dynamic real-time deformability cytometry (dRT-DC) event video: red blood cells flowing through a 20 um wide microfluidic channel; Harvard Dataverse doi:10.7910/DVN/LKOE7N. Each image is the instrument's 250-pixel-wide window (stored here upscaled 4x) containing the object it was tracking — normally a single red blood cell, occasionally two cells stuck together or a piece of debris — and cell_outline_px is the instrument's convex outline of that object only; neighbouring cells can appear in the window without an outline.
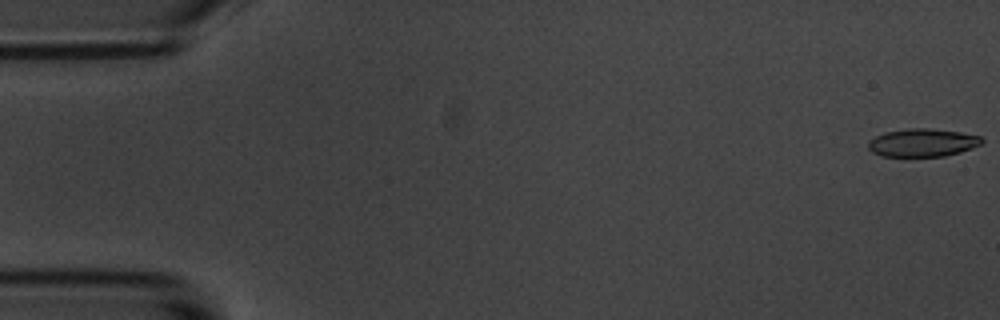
{"species": "common noctule bat (a hibernating species)", "species_latin": "Nyctalus noctula", "temperature_condition": "room temperature", "stored_images_in_passage": 9, "camera_frame_rate_fps": 3000, "um_per_image_px": 0.085, "animal": {"sex": "male", "body_mass_g": 20.1, "forearm_length_mm": 53.5}, "frame": {"image": 1, "passage_image": 1, "time_ms": 0.0, "image_size_px": [1000, 320], "cell_outline_px": [[984, 140], [980, 144], [972, 148], [960, 152], [944, 156], [884, 156], [872, 152], [868, 148], [868, 140], [884, 132], [908, 128], [928, 128], [960, 132], [980, 136]], "centroid_in_image_um": [78.4, 12.12], "position_along_channel_um": 6.6, "area_um2": 18.5}}
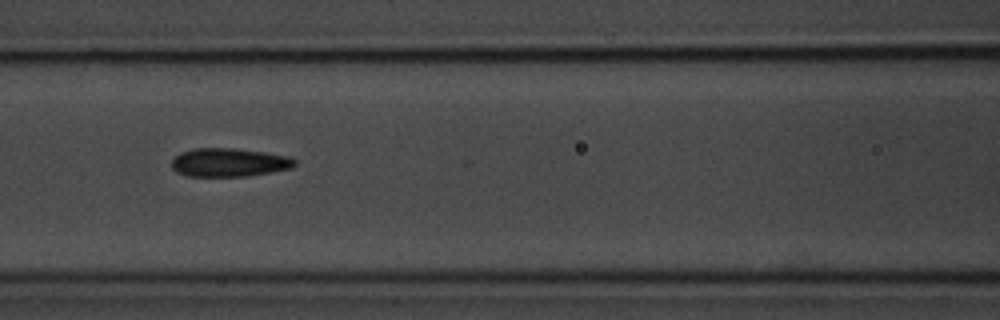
{"frame": {"image": 2, "passage_image": 8, "time_ms": 8.0, "image_size_px": [1000, 320], "cell_outline_px": [[296, 164], [292, 168], [244, 176], [188, 176], [176, 172], [172, 168], [172, 160], [180, 152], [192, 148], [232, 148], [264, 152], [288, 156], [296, 160]], "centroid_in_image_um": [19.44, 13.8], "position_along_channel_um": 147.2, "area_um2": 20.35}}
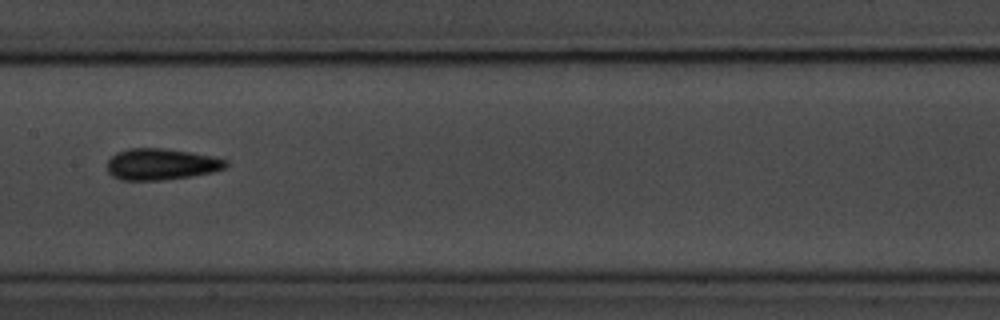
{"frame": {"image": 3, "passage_image": 9, "time_ms": 9.333, "image_size_px": [1000, 320], "cell_outline_px": [[228, 164], [224, 168], [212, 172], [192, 176], [160, 180], [120, 180], [112, 176], [108, 172], [108, 160], [116, 152], [128, 148], [164, 148], [212, 156], [228, 160]], "centroid_in_image_um": [13.68, 13.96], "position_along_channel_um": 193.7, "area_um2": 21.68}}